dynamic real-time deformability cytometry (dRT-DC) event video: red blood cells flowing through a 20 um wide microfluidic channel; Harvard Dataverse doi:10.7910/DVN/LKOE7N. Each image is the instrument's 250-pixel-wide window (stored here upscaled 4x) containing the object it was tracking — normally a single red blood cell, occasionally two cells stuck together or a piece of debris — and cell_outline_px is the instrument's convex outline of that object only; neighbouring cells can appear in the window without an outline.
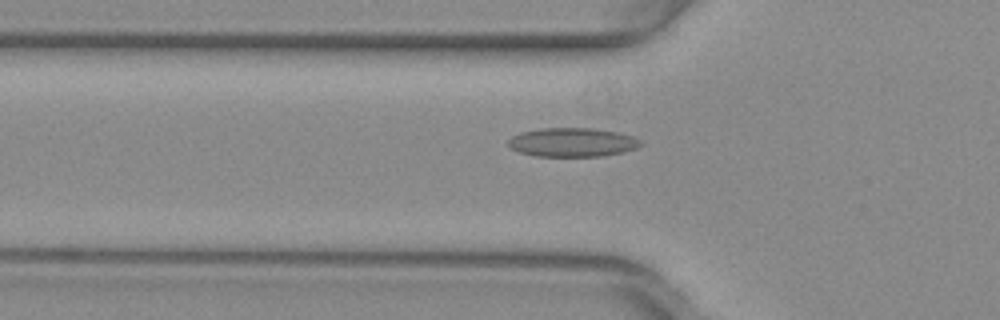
{"species": "common noctule bat (a hibernating species)", "species_latin": "Nyctalus noctula", "temperature_condition": "warm", "stored_images_in_passage": 20, "camera_frame_rate_fps": 3000, "um_per_image_px": 0.085, "animal": {"sex": "female", "body_mass_g": 29.2, "forearm_length_mm": 56.3}, "frame": {"image": 1, "passage_image": 2, "time_ms": 0.333, "image_size_px": [1000, 320], "cell_outline_px": [[644, 144], [636, 148], [624, 152], [604, 156], [536, 156], [520, 152], [512, 148], [508, 144], [508, 140], [512, 136], [520, 132], [540, 128], [596, 128], [620, 132], [632, 136], [640, 140]], "centroid_in_image_um": [48.69, 12.09], "position_along_channel_um": 77.1, "area_um2": 22.48}}
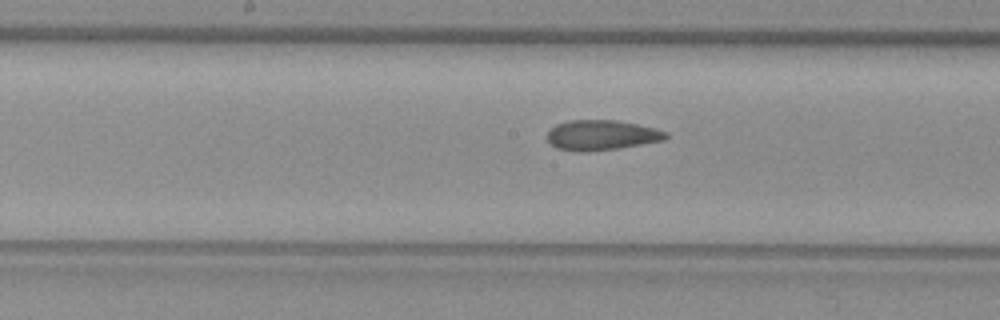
{"frame": {"image": 2, "passage_image": 11, "time_ms": 3.333, "image_size_px": [1000, 320], "cell_outline_px": [[668, 136], [664, 140], [620, 148], [580, 152], [556, 148], [548, 140], [548, 132], [556, 124], [568, 120], [616, 120], [656, 128], [668, 132]], "centroid_in_image_um": [51.15, 11.48], "position_along_channel_um": 197.1, "area_um2": 20.75}}
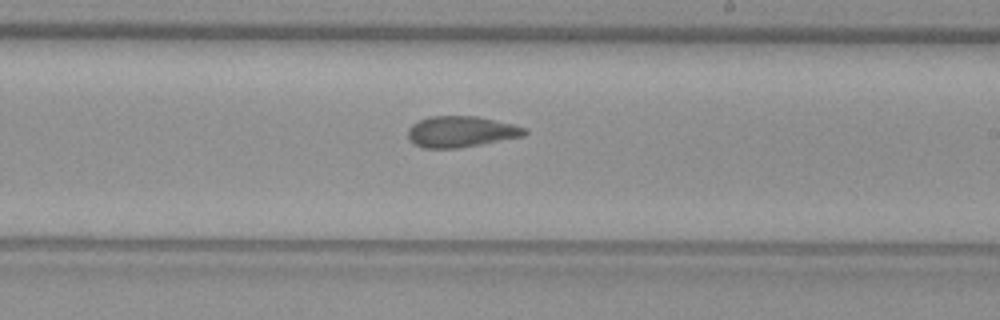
{"frame": {"image": 3, "passage_image": 15, "time_ms": 4.667, "image_size_px": [1000, 320], "cell_outline_px": [[528, 132], [524, 136], [460, 148], [424, 148], [416, 144], [408, 136], [408, 128], [412, 124], [428, 116], [476, 116], [512, 124], [524, 128]], "centroid_in_image_um": [39.18, 11.19], "position_along_channel_um": 249.8, "area_um2": 20.92}}